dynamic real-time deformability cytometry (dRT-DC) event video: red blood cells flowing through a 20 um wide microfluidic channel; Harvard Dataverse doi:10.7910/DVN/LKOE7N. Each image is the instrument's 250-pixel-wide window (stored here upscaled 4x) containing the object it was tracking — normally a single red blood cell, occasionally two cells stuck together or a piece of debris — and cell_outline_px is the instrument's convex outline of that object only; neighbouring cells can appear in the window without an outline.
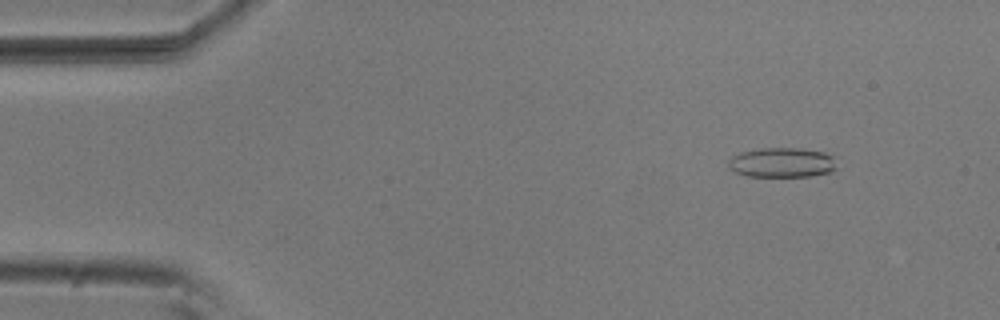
{"species": "common noctule bat (a hibernating species)", "species_latin": "Nyctalus noctula", "temperature_condition": "room temperature", "stored_images_in_passage": 49, "camera_frame_rate_fps": 3000, "um_per_image_px": 0.085, "animal": {"sex": "male", "body_mass_g": 20.5, "forearm_length_mm": 52.5}, "frame": {"image": 1, "passage_image": 1, "time_ms": 0.0, "image_size_px": [1000, 320], "cell_outline_px": [[840, 156], [836, 168], [832, 172], [812, 176], [744, 176], [728, 168], [728, 160], [732, 156], [740, 152], [760, 148], [800, 148], [824, 152]], "centroid_in_image_um": [66.55, 13.81], "position_along_channel_um": 18.5, "area_um2": 19.36}}
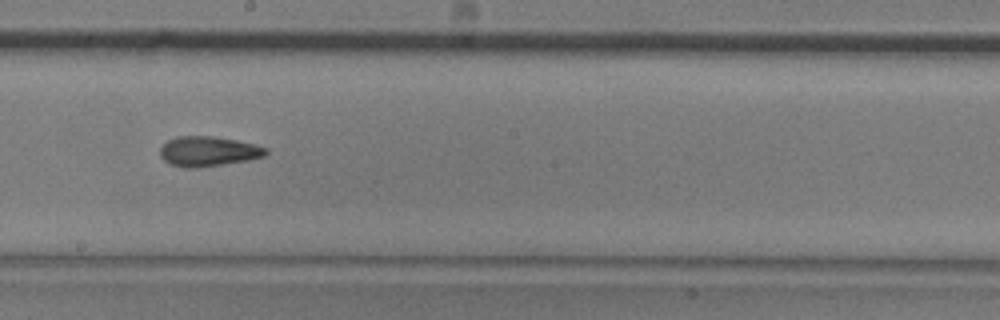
{"frame": {"image": 2, "passage_image": 25, "time_ms": 8.0, "image_size_px": [1000, 320], "cell_outline_px": [[268, 152], [264, 156], [248, 160], [224, 164], [196, 168], [184, 168], [168, 164], [160, 156], [160, 148], [168, 140], [176, 136], [212, 136], [236, 140], [256, 144], [268, 148]], "centroid_in_image_um": [17.69, 12.87], "position_along_channel_um": 230.5, "area_um2": 18.61}}
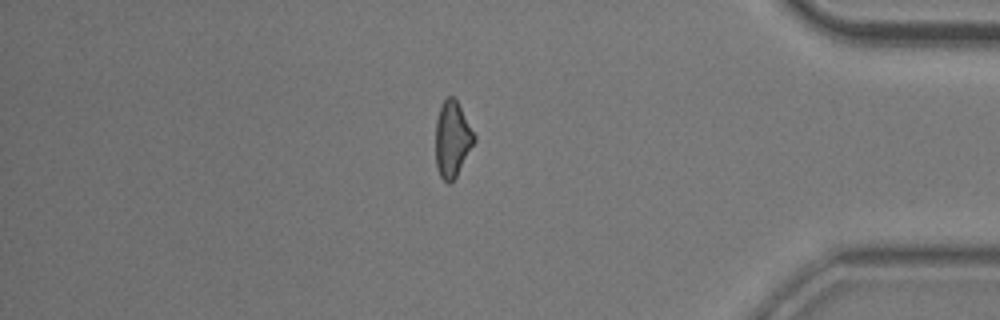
{"frame": {"image": 3, "passage_image": 41, "time_ms": 13.333, "image_size_px": [1000, 320], "cell_outline_px": [[476, 140], [452, 184], [448, 184], [440, 176], [436, 164], [436, 120], [440, 104], [448, 96], [452, 96], [456, 100], [476, 136]], "centroid_in_image_um": [38.44, 11.85], "position_along_channel_um": 396.8, "area_um2": 17.05}, "authors_computed_cell_mechanics": {"area_um2": 18.0336, "velocity_mm_per_s": 3.7305, "shape_relaxation_time_tau1_ms": 8.2119, "shape_relaxation_time_tau2_ms": 4.6467, "deformation_change_tau1": 0.1786, "deformation_change_tau2": 0.1371}}